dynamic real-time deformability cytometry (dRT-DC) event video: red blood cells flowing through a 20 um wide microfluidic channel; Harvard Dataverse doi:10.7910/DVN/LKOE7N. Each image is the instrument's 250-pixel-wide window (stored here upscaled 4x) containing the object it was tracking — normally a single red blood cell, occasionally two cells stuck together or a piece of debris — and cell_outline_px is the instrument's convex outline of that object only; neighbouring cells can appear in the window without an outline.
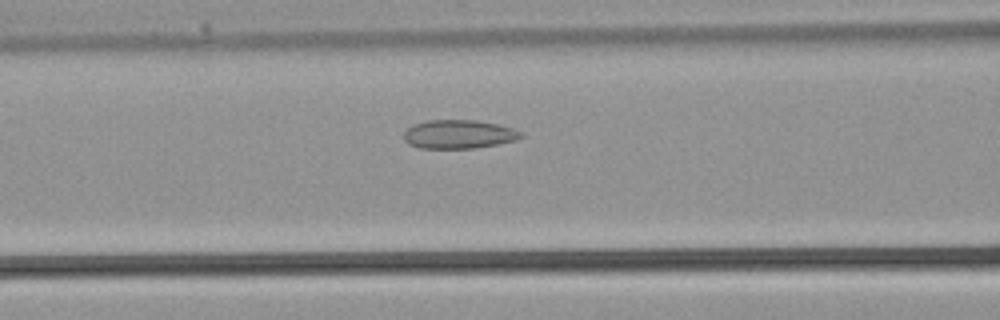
{"species": "common noctule bat (a hibernating species)", "species_latin": "Nyctalus noctula", "temperature_condition": "warm", "stored_images_in_passage": 34, "segment_of_instrument_passage": [1, 2], "camera_frame_rate_fps": 3000, "um_per_image_px": 0.085, "animal": {"sex": "male", "body_mass_g": 21.5, "forearm_length_mm": 52.0}, "frame": {"image": 1, "passage_image": 12, "time_ms": 3.667, "image_size_px": [1000, 320], "cell_outline_px": [[524, 136], [516, 140], [476, 148], [420, 148], [408, 144], [404, 140], [404, 132], [412, 124], [428, 120], [476, 120], [500, 124], [524, 132]], "centroid_in_image_um": [39.01, 11.4], "position_along_channel_um": 127.6, "area_um2": 19.77}}
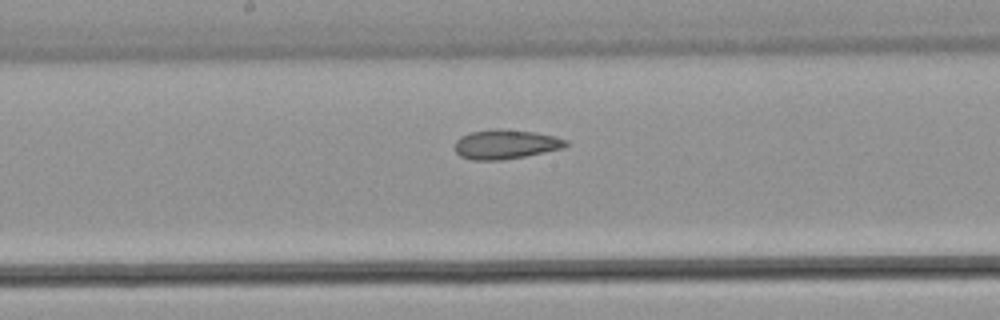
{"frame": {"image": 2, "passage_image": 16, "time_ms": 5.0, "image_size_px": [1000, 320], "cell_outline_px": [[568, 144], [564, 148], [504, 160], [472, 160], [460, 156], [452, 148], [456, 140], [460, 136], [472, 132], [492, 128], [500, 128], [536, 132], [556, 136], [568, 140]], "centroid_in_image_um": [42.96, 12.25], "position_along_channel_um": 205.2, "area_um2": 19.36}}
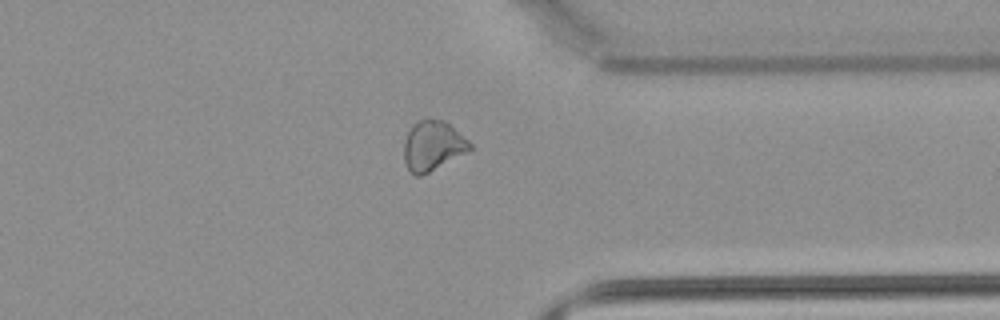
{"frame": {"image": 3, "passage_image": 25, "time_ms": 8.0, "image_size_px": [1000, 320], "cell_outline_px": [[472, 148], [468, 152], [420, 176], [416, 176], [408, 168], [404, 160], [404, 140], [412, 124], [420, 120], [444, 120], [468, 140], [472, 144]], "centroid_in_image_um": [36.78, 12.39], "position_along_channel_um": 374.6, "area_um2": 18.84}}